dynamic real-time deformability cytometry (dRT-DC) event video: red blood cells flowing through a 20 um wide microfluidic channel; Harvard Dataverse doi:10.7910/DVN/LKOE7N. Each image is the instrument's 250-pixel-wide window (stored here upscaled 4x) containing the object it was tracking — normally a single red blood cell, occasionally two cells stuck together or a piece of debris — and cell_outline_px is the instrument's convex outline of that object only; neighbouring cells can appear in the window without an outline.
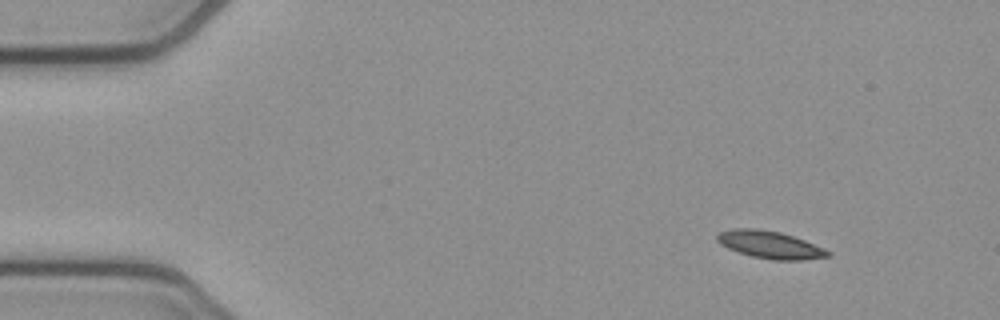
{"species": "common noctule bat (a hibernating species)", "species_latin": "Nyctalus noctula", "temperature_condition": "cold", "stored_images_in_passage": 49, "camera_frame_rate_fps": 3000, "um_per_image_px": 0.085, "animal": {"sex": "female", "body_mass_g": 21.9}, "frame": {"image": 1, "passage_image": 1, "time_ms": 0.0, "image_size_px": [1000, 320], "cell_outline_px": [[832, 256], [804, 260], [772, 260], [752, 256], [728, 248], [720, 244], [716, 240], [716, 236], [720, 232], [732, 228], [756, 228], [780, 232], [804, 240], [832, 252]], "centroid_in_image_um": [65.45, 20.8], "position_along_channel_um": 19.5, "area_um2": 17.69}}
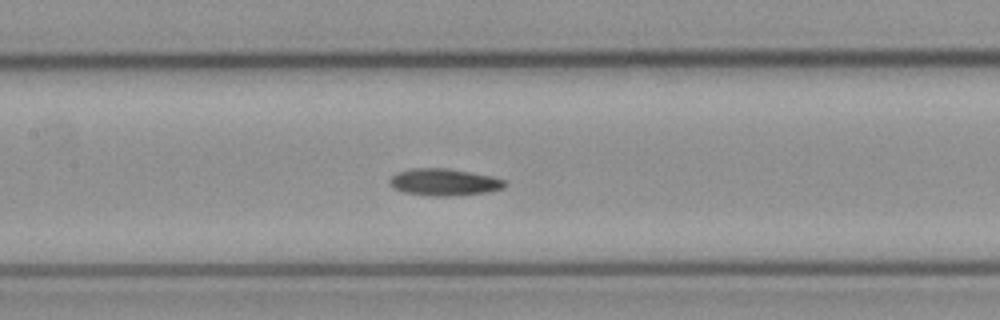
{"frame": {"image": 2, "passage_image": 20, "time_ms": 6.333, "image_size_px": [1000, 320], "cell_outline_px": [[508, 184], [504, 188], [488, 192], [452, 196], [428, 196], [404, 192], [396, 188], [388, 180], [396, 172], [408, 168], [448, 168], [492, 176], [504, 180]], "centroid_in_image_um": [37.77, 15.48], "position_along_channel_um": 169.6, "area_um2": 18.21}}
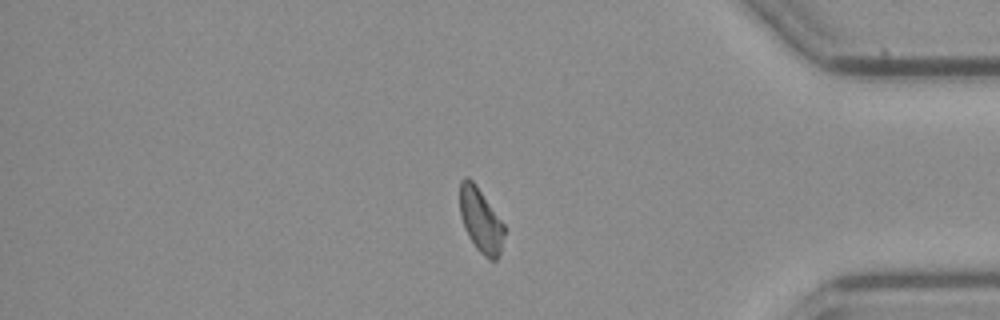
{"frame": {"image": 3, "passage_image": 40, "time_ms": 13.0, "image_size_px": [1000, 320], "cell_outline_px": [[504, 236], [500, 252], [496, 260], [488, 260], [476, 248], [468, 236], [464, 228], [460, 216], [460, 180], [464, 176], [468, 176], [476, 184], [504, 224]], "centroid_in_image_um": [40.84, 18.71], "position_along_channel_um": 394.4, "area_um2": 16.7}}